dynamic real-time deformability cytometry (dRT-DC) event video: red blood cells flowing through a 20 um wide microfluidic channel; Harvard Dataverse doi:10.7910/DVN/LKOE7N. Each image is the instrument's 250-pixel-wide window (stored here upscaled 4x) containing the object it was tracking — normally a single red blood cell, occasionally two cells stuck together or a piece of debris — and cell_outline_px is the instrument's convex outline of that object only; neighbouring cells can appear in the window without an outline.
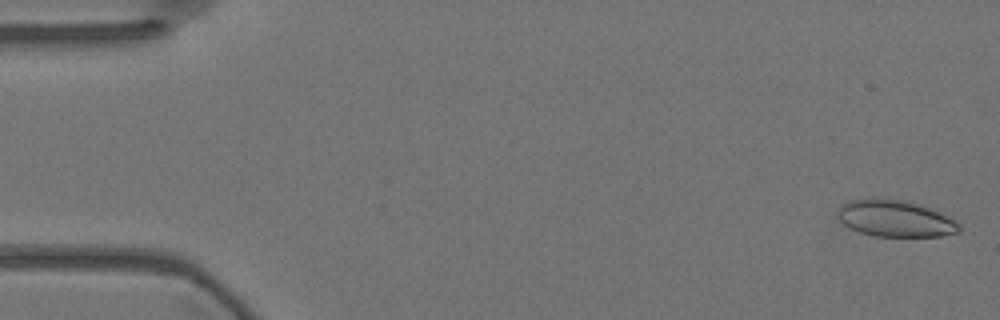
{"species": "Egyptian fruit bat (a non-hibernating species)", "species_latin": "Rousettus aegyptiacus", "temperature_condition": "warm", "stored_images_in_passage": 57, "camera_frame_rate_fps": 3000, "um_per_image_px": 0.085, "animal": {"sex": "female"}, "frame": {"image": 1, "passage_image": 2, "time_ms": 0.333, "image_size_px": [1000, 320], "cell_outline_px": [[960, 232], [940, 236], [872, 236], [860, 232], [844, 224], [836, 216], [836, 212], [840, 204], [848, 200], [872, 196], [880, 196], [904, 200], [920, 204], [960, 224]], "centroid_in_image_um": [75.99, 18.53], "position_along_channel_um": 9.0, "area_um2": 26.24}}
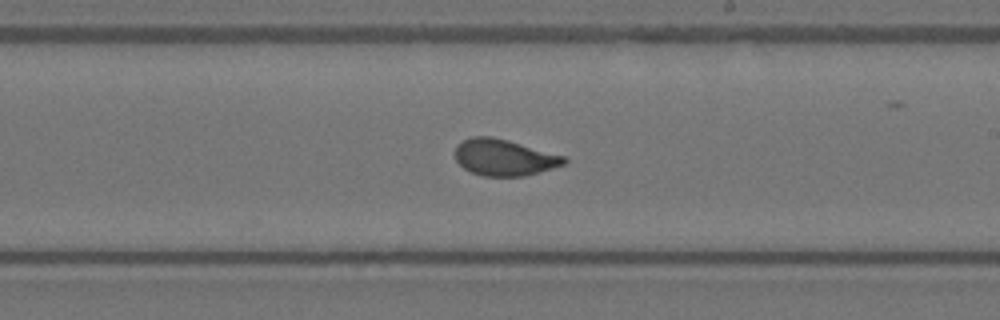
{"frame": {"image": 2, "passage_image": 33, "time_ms": 10.667, "image_size_px": [1000, 320], "cell_outline_px": [[568, 160], [564, 164], [552, 168], [524, 176], [484, 176], [472, 172], [464, 168], [456, 160], [456, 144], [472, 136], [492, 136], [508, 140], [564, 156]], "centroid_in_image_um": [42.84, 13.37], "position_along_channel_um": 246.2, "area_um2": 22.89}}
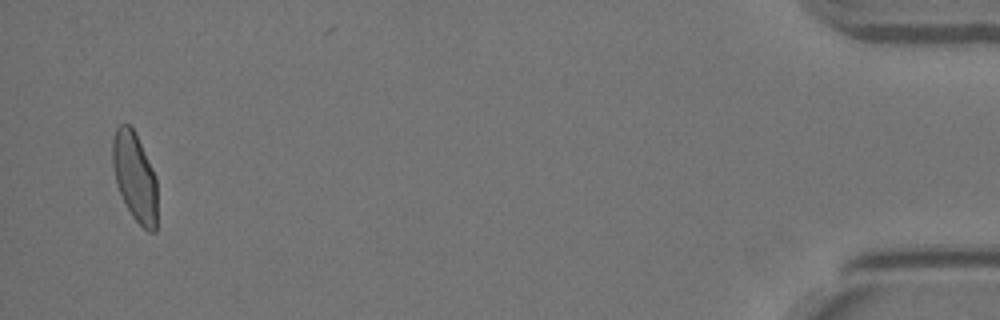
{"frame": {"image": 3, "passage_image": 55, "time_ms": 18.0, "image_size_px": [1000, 320], "cell_outline_px": [[156, 232], [148, 232], [132, 216], [116, 184], [112, 164], [112, 140], [116, 128], [120, 124], [128, 124], [136, 132], [156, 176]], "centroid_in_image_um": [11.45, 15.0], "position_along_channel_um": 423.7, "area_um2": 23.12}, "authors_computed_cell_mechanics": {"area_um2": 23.698, "velocity_mm_per_s": 3.5892, "shape_relaxation_time_tau1_ms": 5.0002, "shape_relaxation_time_tau2_ms": 0.8035, "deformation_change_tau1": 0.1376, "deformation_change_tau2": 0.0523}}